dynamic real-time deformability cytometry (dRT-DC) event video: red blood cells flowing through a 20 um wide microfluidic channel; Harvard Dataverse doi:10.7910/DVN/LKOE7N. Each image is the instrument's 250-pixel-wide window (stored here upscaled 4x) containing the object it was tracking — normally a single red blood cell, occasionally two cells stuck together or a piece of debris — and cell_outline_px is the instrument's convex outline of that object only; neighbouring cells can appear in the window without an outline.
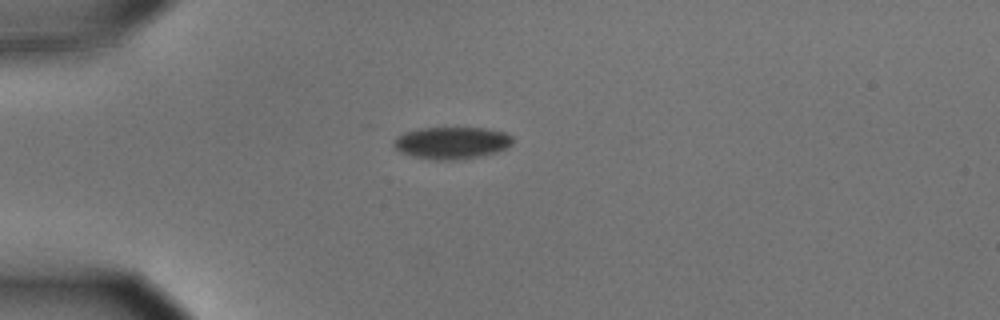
{"species": "common noctule bat (a hibernating species)", "species_latin": "Nyctalus noctula", "temperature_condition": "cold", "stored_images_in_passage": 42, "camera_frame_rate_fps": 3000, "um_per_image_px": 0.085, "animal": {"sex": "male", "body_mass_g": 15.6}, "frame": {"image": 1, "passage_image": 1, "time_ms": 0.0, "image_size_px": [1000, 320], "cell_outline_px": [[512, 144], [508, 148], [496, 152], [480, 156], [456, 160], [432, 160], [412, 156], [400, 152], [392, 144], [392, 140], [396, 136], [404, 132], [420, 128], [484, 128], [504, 132], [512, 136]], "centroid_in_image_um": [38.37, 12.14], "position_along_channel_um": 46.6, "area_um2": 22.43}}
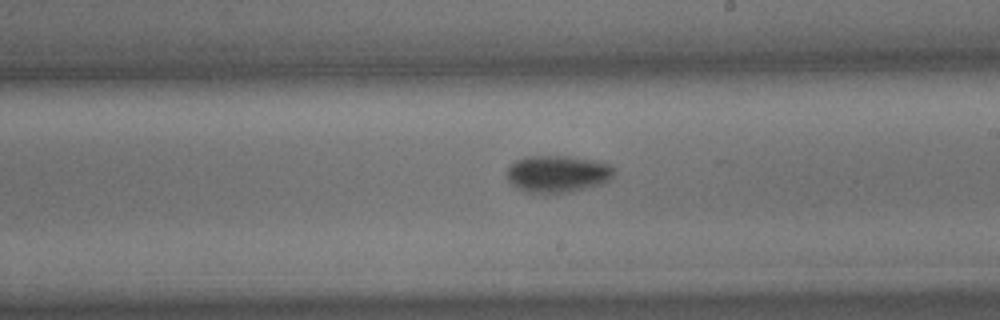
{"frame": {"image": 2, "passage_image": 19, "time_ms": 6.0, "image_size_px": [1000, 320], "cell_outline_px": [[616, 168], [612, 176], [608, 180], [600, 184], [588, 188], [556, 196], [544, 196], [528, 192], [516, 188], [508, 180], [508, 168], [516, 160], [528, 156], [564, 156], [600, 160]], "centroid_in_image_um": [47.41, 14.82], "position_along_channel_um": 241.6, "area_um2": 23.87}}
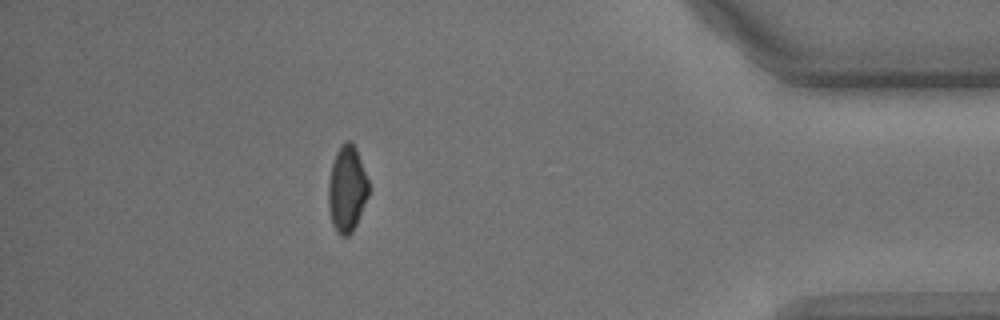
{"frame": {"image": 3, "passage_image": 36, "time_ms": 11.667, "image_size_px": [1000, 320], "cell_outline_px": [[368, 196], [356, 224], [352, 232], [348, 236], [344, 236], [332, 224], [328, 204], [328, 180], [332, 164], [336, 152], [340, 144], [348, 140], [356, 148], [368, 180]], "centroid_in_image_um": [29.48, 16.03], "position_along_channel_um": 405.7, "area_um2": 19.94}, "authors_computed_cell_mechanics": {"area_um2": 22.2241, "velocity_mm_per_s": 3.5975, "shape_relaxation_time_tau1_ms": 3.1145, "shape_relaxation_time_tau2_ms": 6.0316, "deformation_change_tau1": 0.0914, "deformation_change_tau2": 0.0741}}